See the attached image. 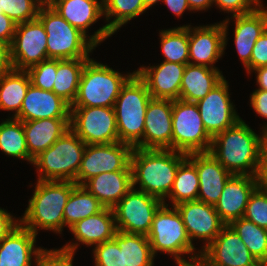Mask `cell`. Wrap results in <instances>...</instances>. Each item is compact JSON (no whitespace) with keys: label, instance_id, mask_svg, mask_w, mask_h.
<instances>
[{"label":"cell","instance_id":"52a82bcc","mask_svg":"<svg viewBox=\"0 0 267 266\" xmlns=\"http://www.w3.org/2000/svg\"><path fill=\"white\" fill-rule=\"evenodd\" d=\"M134 73L123 75L90 58L82 70L78 94L71 107H114L122 86Z\"/></svg>","mask_w":267,"mask_h":266},{"label":"cell","instance_id":"5b68a950","mask_svg":"<svg viewBox=\"0 0 267 266\" xmlns=\"http://www.w3.org/2000/svg\"><path fill=\"white\" fill-rule=\"evenodd\" d=\"M171 209L165 202L154 215L147 234L153 255L156 256L157 251L167 253L173 256L177 266L199 262L201 252H194L196 248L188 236L181 214L175 206ZM184 254H191L190 261L181 256Z\"/></svg>","mask_w":267,"mask_h":266},{"label":"cell","instance_id":"db71d44e","mask_svg":"<svg viewBox=\"0 0 267 266\" xmlns=\"http://www.w3.org/2000/svg\"><path fill=\"white\" fill-rule=\"evenodd\" d=\"M191 11L208 10L213 4V0H187Z\"/></svg>","mask_w":267,"mask_h":266},{"label":"cell","instance_id":"d6a6232c","mask_svg":"<svg viewBox=\"0 0 267 266\" xmlns=\"http://www.w3.org/2000/svg\"><path fill=\"white\" fill-rule=\"evenodd\" d=\"M104 206L84 186L76 185L64 209V226L70 228L76 222L100 212Z\"/></svg>","mask_w":267,"mask_h":266},{"label":"cell","instance_id":"ba28073f","mask_svg":"<svg viewBox=\"0 0 267 266\" xmlns=\"http://www.w3.org/2000/svg\"><path fill=\"white\" fill-rule=\"evenodd\" d=\"M85 148L86 143L68 129L52 146L33 159L38 180L75 183Z\"/></svg>","mask_w":267,"mask_h":266},{"label":"cell","instance_id":"bcb514c9","mask_svg":"<svg viewBox=\"0 0 267 266\" xmlns=\"http://www.w3.org/2000/svg\"><path fill=\"white\" fill-rule=\"evenodd\" d=\"M16 23L5 15L3 12H0V41L11 45L16 30Z\"/></svg>","mask_w":267,"mask_h":266},{"label":"cell","instance_id":"f907efd6","mask_svg":"<svg viewBox=\"0 0 267 266\" xmlns=\"http://www.w3.org/2000/svg\"><path fill=\"white\" fill-rule=\"evenodd\" d=\"M257 178L259 186L267 188V136L264 139L261 150V162Z\"/></svg>","mask_w":267,"mask_h":266},{"label":"cell","instance_id":"836d02e7","mask_svg":"<svg viewBox=\"0 0 267 266\" xmlns=\"http://www.w3.org/2000/svg\"><path fill=\"white\" fill-rule=\"evenodd\" d=\"M199 192V176L196 166L186 157L178 167L173 187L168 195L171 206L185 201L197 200Z\"/></svg>","mask_w":267,"mask_h":266},{"label":"cell","instance_id":"5bb4252c","mask_svg":"<svg viewBox=\"0 0 267 266\" xmlns=\"http://www.w3.org/2000/svg\"><path fill=\"white\" fill-rule=\"evenodd\" d=\"M229 20L227 18L220 23L193 28L189 25L190 64L218 69L214 64L226 49Z\"/></svg>","mask_w":267,"mask_h":266},{"label":"cell","instance_id":"9f6ffc18","mask_svg":"<svg viewBox=\"0 0 267 266\" xmlns=\"http://www.w3.org/2000/svg\"><path fill=\"white\" fill-rule=\"evenodd\" d=\"M38 1L43 5H47V4H50L52 2V0H38Z\"/></svg>","mask_w":267,"mask_h":266},{"label":"cell","instance_id":"681fc988","mask_svg":"<svg viewBox=\"0 0 267 266\" xmlns=\"http://www.w3.org/2000/svg\"><path fill=\"white\" fill-rule=\"evenodd\" d=\"M12 69L10 45L0 41V77Z\"/></svg>","mask_w":267,"mask_h":266},{"label":"cell","instance_id":"4fadbf2b","mask_svg":"<svg viewBox=\"0 0 267 266\" xmlns=\"http://www.w3.org/2000/svg\"><path fill=\"white\" fill-rule=\"evenodd\" d=\"M10 52L16 70H27L48 59L47 33L38 18L16 25Z\"/></svg>","mask_w":267,"mask_h":266},{"label":"cell","instance_id":"d4e9b609","mask_svg":"<svg viewBox=\"0 0 267 266\" xmlns=\"http://www.w3.org/2000/svg\"><path fill=\"white\" fill-rule=\"evenodd\" d=\"M37 235L21 224L0 242V266H31L47 249L35 247Z\"/></svg>","mask_w":267,"mask_h":266},{"label":"cell","instance_id":"680465c9","mask_svg":"<svg viewBox=\"0 0 267 266\" xmlns=\"http://www.w3.org/2000/svg\"><path fill=\"white\" fill-rule=\"evenodd\" d=\"M255 266H267V262H258Z\"/></svg>","mask_w":267,"mask_h":266},{"label":"cell","instance_id":"9a60e30c","mask_svg":"<svg viewBox=\"0 0 267 266\" xmlns=\"http://www.w3.org/2000/svg\"><path fill=\"white\" fill-rule=\"evenodd\" d=\"M199 262L203 266H255L258 260L235 230L230 225H225L201 252Z\"/></svg>","mask_w":267,"mask_h":266},{"label":"cell","instance_id":"3957f363","mask_svg":"<svg viewBox=\"0 0 267 266\" xmlns=\"http://www.w3.org/2000/svg\"><path fill=\"white\" fill-rule=\"evenodd\" d=\"M77 184L72 181L37 180L35 190L20 224L38 235V230H52L61 234L64 227V209Z\"/></svg>","mask_w":267,"mask_h":266},{"label":"cell","instance_id":"7402d4cb","mask_svg":"<svg viewBox=\"0 0 267 266\" xmlns=\"http://www.w3.org/2000/svg\"><path fill=\"white\" fill-rule=\"evenodd\" d=\"M186 65L163 61L157 66H141L135 70L145 82L147 89L156 99L177 100Z\"/></svg>","mask_w":267,"mask_h":266},{"label":"cell","instance_id":"8992f818","mask_svg":"<svg viewBox=\"0 0 267 266\" xmlns=\"http://www.w3.org/2000/svg\"><path fill=\"white\" fill-rule=\"evenodd\" d=\"M37 18L42 22L47 33L48 59L90 58L89 53L97 47L49 4L41 6Z\"/></svg>","mask_w":267,"mask_h":266},{"label":"cell","instance_id":"ac0fdd59","mask_svg":"<svg viewBox=\"0 0 267 266\" xmlns=\"http://www.w3.org/2000/svg\"><path fill=\"white\" fill-rule=\"evenodd\" d=\"M73 27L84 33L96 46L113 35L103 25L93 35L87 29L103 15V0H52L49 4Z\"/></svg>","mask_w":267,"mask_h":266},{"label":"cell","instance_id":"f6af8a7d","mask_svg":"<svg viewBox=\"0 0 267 266\" xmlns=\"http://www.w3.org/2000/svg\"><path fill=\"white\" fill-rule=\"evenodd\" d=\"M74 255L65 254L57 249L46 250V252L40 256L34 262L36 266H73Z\"/></svg>","mask_w":267,"mask_h":266},{"label":"cell","instance_id":"ab89813d","mask_svg":"<svg viewBox=\"0 0 267 266\" xmlns=\"http://www.w3.org/2000/svg\"><path fill=\"white\" fill-rule=\"evenodd\" d=\"M243 218L267 229V188L258 186L251 194Z\"/></svg>","mask_w":267,"mask_h":266},{"label":"cell","instance_id":"44dd1931","mask_svg":"<svg viewBox=\"0 0 267 266\" xmlns=\"http://www.w3.org/2000/svg\"><path fill=\"white\" fill-rule=\"evenodd\" d=\"M259 186L257 176L233 175L214 205L221 220L229 225L242 218L253 191Z\"/></svg>","mask_w":267,"mask_h":266},{"label":"cell","instance_id":"f1b7e54d","mask_svg":"<svg viewBox=\"0 0 267 266\" xmlns=\"http://www.w3.org/2000/svg\"><path fill=\"white\" fill-rule=\"evenodd\" d=\"M223 79L224 76L219 69L186 64L179 99L196 103L203 99Z\"/></svg>","mask_w":267,"mask_h":266},{"label":"cell","instance_id":"74e56055","mask_svg":"<svg viewBox=\"0 0 267 266\" xmlns=\"http://www.w3.org/2000/svg\"><path fill=\"white\" fill-rule=\"evenodd\" d=\"M258 262H267V229L239 218L229 224Z\"/></svg>","mask_w":267,"mask_h":266},{"label":"cell","instance_id":"8d00e7d4","mask_svg":"<svg viewBox=\"0 0 267 266\" xmlns=\"http://www.w3.org/2000/svg\"><path fill=\"white\" fill-rule=\"evenodd\" d=\"M144 12L143 0H103V15L109 22L106 26L112 34ZM110 17L115 18L111 21Z\"/></svg>","mask_w":267,"mask_h":266},{"label":"cell","instance_id":"1f68e13d","mask_svg":"<svg viewBox=\"0 0 267 266\" xmlns=\"http://www.w3.org/2000/svg\"><path fill=\"white\" fill-rule=\"evenodd\" d=\"M89 59H57V72L52 91L70 105L73 104L77 97L81 73Z\"/></svg>","mask_w":267,"mask_h":266},{"label":"cell","instance_id":"8fae6325","mask_svg":"<svg viewBox=\"0 0 267 266\" xmlns=\"http://www.w3.org/2000/svg\"><path fill=\"white\" fill-rule=\"evenodd\" d=\"M163 204L162 200L132 187L112 208L116 229L147 236L154 215Z\"/></svg>","mask_w":267,"mask_h":266},{"label":"cell","instance_id":"d590c367","mask_svg":"<svg viewBox=\"0 0 267 266\" xmlns=\"http://www.w3.org/2000/svg\"><path fill=\"white\" fill-rule=\"evenodd\" d=\"M0 149L6 155L29 162L23 121L9 117L0 123Z\"/></svg>","mask_w":267,"mask_h":266},{"label":"cell","instance_id":"d6986e66","mask_svg":"<svg viewBox=\"0 0 267 266\" xmlns=\"http://www.w3.org/2000/svg\"><path fill=\"white\" fill-rule=\"evenodd\" d=\"M69 230L77 242L66 243L57 249L65 254L75 255L80 242L88 247L111 240L117 232L113 209L104 207L100 212L76 222Z\"/></svg>","mask_w":267,"mask_h":266},{"label":"cell","instance_id":"e0dca14e","mask_svg":"<svg viewBox=\"0 0 267 266\" xmlns=\"http://www.w3.org/2000/svg\"><path fill=\"white\" fill-rule=\"evenodd\" d=\"M185 229L193 244V239H202L206 243L202 252L221 232L226 225L218 215L214 205L200 200L185 201L177 204Z\"/></svg>","mask_w":267,"mask_h":266},{"label":"cell","instance_id":"2e32d148","mask_svg":"<svg viewBox=\"0 0 267 266\" xmlns=\"http://www.w3.org/2000/svg\"><path fill=\"white\" fill-rule=\"evenodd\" d=\"M228 91V81L224 78L203 99L196 102L204 128L212 138L241 119Z\"/></svg>","mask_w":267,"mask_h":266},{"label":"cell","instance_id":"83f0119b","mask_svg":"<svg viewBox=\"0 0 267 266\" xmlns=\"http://www.w3.org/2000/svg\"><path fill=\"white\" fill-rule=\"evenodd\" d=\"M84 186L106 208H113L133 187L132 171L104 172Z\"/></svg>","mask_w":267,"mask_h":266},{"label":"cell","instance_id":"60d3db41","mask_svg":"<svg viewBox=\"0 0 267 266\" xmlns=\"http://www.w3.org/2000/svg\"><path fill=\"white\" fill-rule=\"evenodd\" d=\"M26 71L34 87L52 91L57 72V59L44 60L29 67Z\"/></svg>","mask_w":267,"mask_h":266},{"label":"cell","instance_id":"f5cc1de1","mask_svg":"<svg viewBox=\"0 0 267 266\" xmlns=\"http://www.w3.org/2000/svg\"><path fill=\"white\" fill-rule=\"evenodd\" d=\"M254 71L257 74L256 82L259 85L258 89L267 90V66L252 70V72Z\"/></svg>","mask_w":267,"mask_h":266},{"label":"cell","instance_id":"484cf974","mask_svg":"<svg viewBox=\"0 0 267 266\" xmlns=\"http://www.w3.org/2000/svg\"><path fill=\"white\" fill-rule=\"evenodd\" d=\"M29 163L40 153L52 146L68 129L70 118H44L23 121Z\"/></svg>","mask_w":267,"mask_h":266},{"label":"cell","instance_id":"603a6c76","mask_svg":"<svg viewBox=\"0 0 267 266\" xmlns=\"http://www.w3.org/2000/svg\"><path fill=\"white\" fill-rule=\"evenodd\" d=\"M187 158L196 166L199 176L197 200L215 205L226 182L233 174L228 172L210 152L191 153Z\"/></svg>","mask_w":267,"mask_h":266},{"label":"cell","instance_id":"4316f807","mask_svg":"<svg viewBox=\"0 0 267 266\" xmlns=\"http://www.w3.org/2000/svg\"><path fill=\"white\" fill-rule=\"evenodd\" d=\"M261 4L256 10L235 15L234 42L244 67L250 62L252 49L261 34L267 28V9Z\"/></svg>","mask_w":267,"mask_h":266},{"label":"cell","instance_id":"f546056e","mask_svg":"<svg viewBox=\"0 0 267 266\" xmlns=\"http://www.w3.org/2000/svg\"><path fill=\"white\" fill-rule=\"evenodd\" d=\"M31 84L26 70L12 69L0 77V109L14 111L15 118L22 106L27 89Z\"/></svg>","mask_w":267,"mask_h":266},{"label":"cell","instance_id":"ffe728a7","mask_svg":"<svg viewBox=\"0 0 267 266\" xmlns=\"http://www.w3.org/2000/svg\"><path fill=\"white\" fill-rule=\"evenodd\" d=\"M143 149L172 150V100L150 99L145 114Z\"/></svg>","mask_w":267,"mask_h":266},{"label":"cell","instance_id":"7bdbcfd3","mask_svg":"<svg viewBox=\"0 0 267 266\" xmlns=\"http://www.w3.org/2000/svg\"><path fill=\"white\" fill-rule=\"evenodd\" d=\"M214 5L232 16L243 15L256 10L262 3L261 0H213Z\"/></svg>","mask_w":267,"mask_h":266},{"label":"cell","instance_id":"11a10c76","mask_svg":"<svg viewBox=\"0 0 267 266\" xmlns=\"http://www.w3.org/2000/svg\"><path fill=\"white\" fill-rule=\"evenodd\" d=\"M159 1L162 2V0H143L145 10L149 9L150 7H152L154 4H156Z\"/></svg>","mask_w":267,"mask_h":266},{"label":"cell","instance_id":"9c48e42d","mask_svg":"<svg viewBox=\"0 0 267 266\" xmlns=\"http://www.w3.org/2000/svg\"><path fill=\"white\" fill-rule=\"evenodd\" d=\"M211 142L196 103L172 101V150L187 155L209 152Z\"/></svg>","mask_w":267,"mask_h":266},{"label":"cell","instance_id":"7c38bea8","mask_svg":"<svg viewBox=\"0 0 267 266\" xmlns=\"http://www.w3.org/2000/svg\"><path fill=\"white\" fill-rule=\"evenodd\" d=\"M133 149L121 142L86 145L75 183L83 185L90 178L104 172L132 171Z\"/></svg>","mask_w":267,"mask_h":266},{"label":"cell","instance_id":"277c9868","mask_svg":"<svg viewBox=\"0 0 267 266\" xmlns=\"http://www.w3.org/2000/svg\"><path fill=\"white\" fill-rule=\"evenodd\" d=\"M151 98L135 72L122 86L114 105L119 142L143 149L145 114Z\"/></svg>","mask_w":267,"mask_h":266},{"label":"cell","instance_id":"c3c4849f","mask_svg":"<svg viewBox=\"0 0 267 266\" xmlns=\"http://www.w3.org/2000/svg\"><path fill=\"white\" fill-rule=\"evenodd\" d=\"M18 225H20V220L0 208V242L7 237Z\"/></svg>","mask_w":267,"mask_h":266},{"label":"cell","instance_id":"ee69618b","mask_svg":"<svg viewBox=\"0 0 267 266\" xmlns=\"http://www.w3.org/2000/svg\"><path fill=\"white\" fill-rule=\"evenodd\" d=\"M266 66H267V28L261 34L259 39L256 41L252 49L250 62L245 66V69L247 73L250 75L252 70Z\"/></svg>","mask_w":267,"mask_h":266},{"label":"cell","instance_id":"816d5d0a","mask_svg":"<svg viewBox=\"0 0 267 266\" xmlns=\"http://www.w3.org/2000/svg\"><path fill=\"white\" fill-rule=\"evenodd\" d=\"M162 2L165 3L166 6H168L167 8L177 17H181L186 10L191 11L187 0H162Z\"/></svg>","mask_w":267,"mask_h":266},{"label":"cell","instance_id":"4dcf8cb0","mask_svg":"<svg viewBox=\"0 0 267 266\" xmlns=\"http://www.w3.org/2000/svg\"><path fill=\"white\" fill-rule=\"evenodd\" d=\"M113 239L122 251L123 266H154L155 256L146 235L117 230Z\"/></svg>","mask_w":267,"mask_h":266},{"label":"cell","instance_id":"cb8c5ba5","mask_svg":"<svg viewBox=\"0 0 267 266\" xmlns=\"http://www.w3.org/2000/svg\"><path fill=\"white\" fill-rule=\"evenodd\" d=\"M71 105L53 91L29 85L21 110L15 119L33 121L44 118H70Z\"/></svg>","mask_w":267,"mask_h":266},{"label":"cell","instance_id":"f35d334b","mask_svg":"<svg viewBox=\"0 0 267 266\" xmlns=\"http://www.w3.org/2000/svg\"><path fill=\"white\" fill-rule=\"evenodd\" d=\"M2 12L16 24L34 20L43 4L38 0H0Z\"/></svg>","mask_w":267,"mask_h":266},{"label":"cell","instance_id":"30bf717a","mask_svg":"<svg viewBox=\"0 0 267 266\" xmlns=\"http://www.w3.org/2000/svg\"><path fill=\"white\" fill-rule=\"evenodd\" d=\"M70 129L86 145L119 142L114 107H71Z\"/></svg>","mask_w":267,"mask_h":266},{"label":"cell","instance_id":"6f0895ef","mask_svg":"<svg viewBox=\"0 0 267 266\" xmlns=\"http://www.w3.org/2000/svg\"><path fill=\"white\" fill-rule=\"evenodd\" d=\"M179 266H203L200 262H196L193 264H187V265H179Z\"/></svg>","mask_w":267,"mask_h":266},{"label":"cell","instance_id":"6da1fadb","mask_svg":"<svg viewBox=\"0 0 267 266\" xmlns=\"http://www.w3.org/2000/svg\"><path fill=\"white\" fill-rule=\"evenodd\" d=\"M260 133L262 135L256 134L240 119L234 126L212 138L209 152L233 175L258 176L267 124Z\"/></svg>","mask_w":267,"mask_h":266},{"label":"cell","instance_id":"7a4b0ae2","mask_svg":"<svg viewBox=\"0 0 267 266\" xmlns=\"http://www.w3.org/2000/svg\"><path fill=\"white\" fill-rule=\"evenodd\" d=\"M187 154L171 149L134 148L131 154L133 188L165 203L170 194L179 164ZM139 183V188L136 184Z\"/></svg>","mask_w":267,"mask_h":266},{"label":"cell","instance_id":"b9f144b4","mask_svg":"<svg viewBox=\"0 0 267 266\" xmlns=\"http://www.w3.org/2000/svg\"><path fill=\"white\" fill-rule=\"evenodd\" d=\"M93 249L95 266H123L122 251L114 239L97 244Z\"/></svg>","mask_w":267,"mask_h":266},{"label":"cell","instance_id":"e575fe53","mask_svg":"<svg viewBox=\"0 0 267 266\" xmlns=\"http://www.w3.org/2000/svg\"><path fill=\"white\" fill-rule=\"evenodd\" d=\"M159 34L164 61L189 64V25L161 30Z\"/></svg>","mask_w":267,"mask_h":266},{"label":"cell","instance_id":"7dc6e473","mask_svg":"<svg viewBox=\"0 0 267 266\" xmlns=\"http://www.w3.org/2000/svg\"><path fill=\"white\" fill-rule=\"evenodd\" d=\"M252 109L267 119V90L256 89L250 96Z\"/></svg>","mask_w":267,"mask_h":266}]
</instances>
